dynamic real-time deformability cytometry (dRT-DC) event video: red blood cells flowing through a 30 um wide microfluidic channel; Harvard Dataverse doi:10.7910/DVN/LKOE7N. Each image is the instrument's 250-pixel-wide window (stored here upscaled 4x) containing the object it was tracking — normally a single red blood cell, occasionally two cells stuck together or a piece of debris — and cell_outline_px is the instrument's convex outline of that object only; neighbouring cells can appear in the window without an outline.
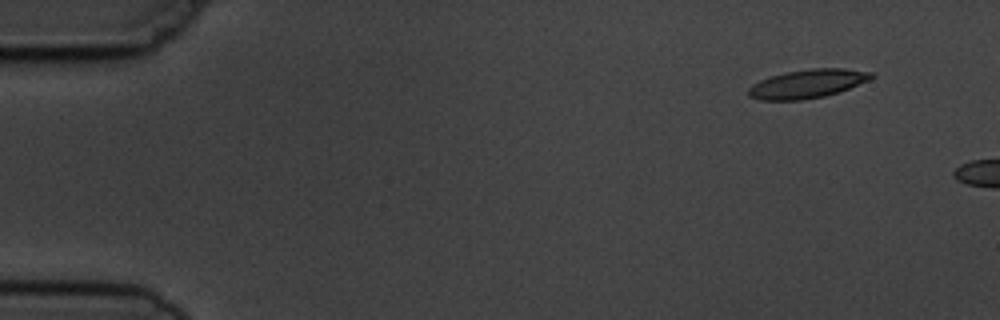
{"species": "common noctule bat (a hibernating species)", "species_latin": "Nyctalus noctula", "temperature_condition": "cold", "stored_images_in_passage": 4, "camera_frame_rate_fps": 3000, "um_per_image_px": 0.085, "animal": {"sex": "male", "body_mass_g": 19.5, "forearm_length_mm": 54.6}, "frame": {"image": 1, "passage_image": 1, "time_ms": 0.0, "image_size_px": [1000, 320], "cell_outline_px": [[876, 76], [868, 80], [840, 92], [824, 96], [804, 100], [760, 100], [748, 96], [748, 88], [752, 84], [760, 80], [772, 76], [788, 72], [812, 68], [844, 68], [872, 72]], "centroid_in_image_um": [68.64, 7.12], "position_along_channel_um": 16.4, "area_um2": 20.52}}